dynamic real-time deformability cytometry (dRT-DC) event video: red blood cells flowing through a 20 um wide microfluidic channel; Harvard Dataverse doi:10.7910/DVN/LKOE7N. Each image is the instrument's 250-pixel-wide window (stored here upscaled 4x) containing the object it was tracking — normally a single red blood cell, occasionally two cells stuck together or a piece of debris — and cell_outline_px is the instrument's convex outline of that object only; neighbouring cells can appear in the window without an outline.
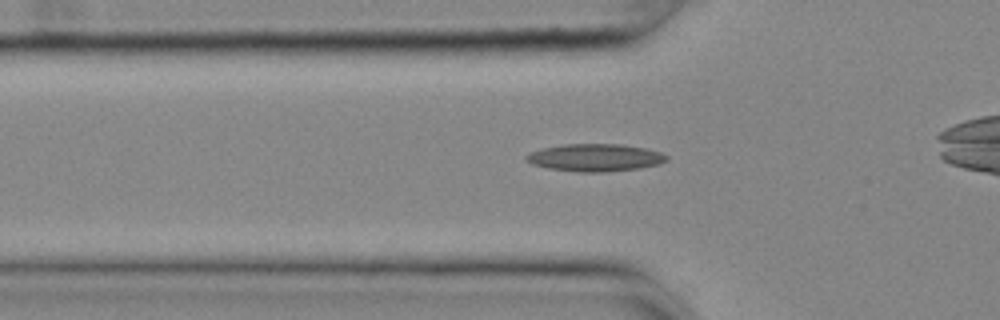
{"species": "common noctule bat (a hibernating species)", "species_latin": "Nyctalus noctula", "temperature_condition": "cold", "stored_images_in_passage": 41, "camera_frame_rate_fps": 3000, "um_per_image_px": 0.085, "animal": {"sex": "female", "body_mass_g": 25.1}, "frame": {"image": 1, "passage_image": 11, "time_ms": 3.333, "image_size_px": [1000, 320], "cell_outline_px": [[668, 160], [660, 164], [640, 168], [604, 172], [580, 172], [548, 168], [532, 164], [524, 160], [524, 156], [532, 152], [544, 148], [564, 144], [620, 144], [644, 148], [660, 152], [668, 156]], "centroid_in_image_um": [50.59, 13.4], "position_along_channel_um": 75.2, "area_um2": 22.43}}
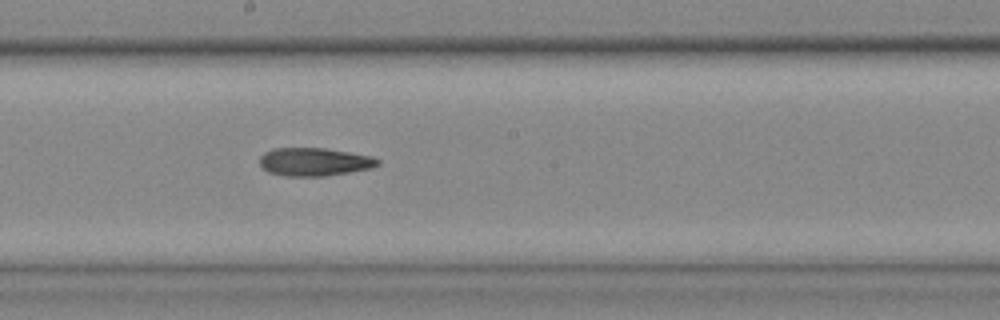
{"frame": {"image": 2, "passage_image": 23, "time_ms": 7.333, "image_size_px": [1000, 320], "cell_outline_px": [[380, 164], [372, 168], [324, 176], [284, 176], [268, 172], [260, 164], [260, 156], [264, 152], [272, 148], [324, 148], [372, 156], [380, 160]], "centroid_in_image_um": [26.71, 13.75], "position_along_channel_um": 221.5, "area_um2": 19.36}}
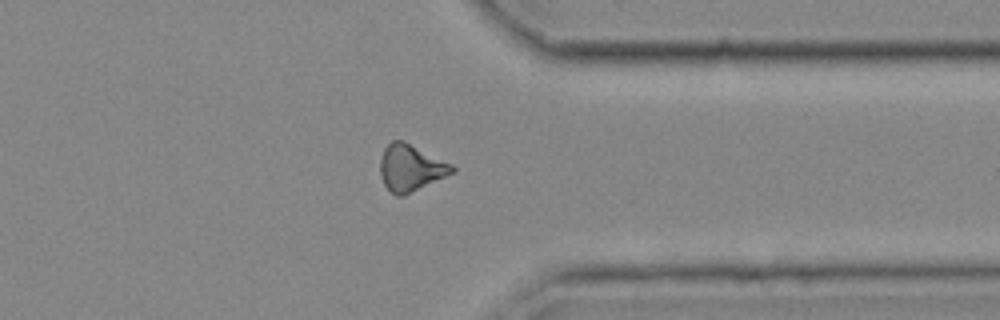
{"frame": {"image": 3, "passage_image": 36, "time_ms": 11.667, "image_size_px": [1000, 320], "cell_outline_px": [[456, 168], [452, 172], [404, 196], [396, 196], [384, 184], [380, 176], [380, 160], [384, 148], [392, 140], [404, 140], [452, 164]], "centroid_in_image_um": [34.87, 14.25], "position_along_channel_um": 376.5, "area_um2": 19.31}}